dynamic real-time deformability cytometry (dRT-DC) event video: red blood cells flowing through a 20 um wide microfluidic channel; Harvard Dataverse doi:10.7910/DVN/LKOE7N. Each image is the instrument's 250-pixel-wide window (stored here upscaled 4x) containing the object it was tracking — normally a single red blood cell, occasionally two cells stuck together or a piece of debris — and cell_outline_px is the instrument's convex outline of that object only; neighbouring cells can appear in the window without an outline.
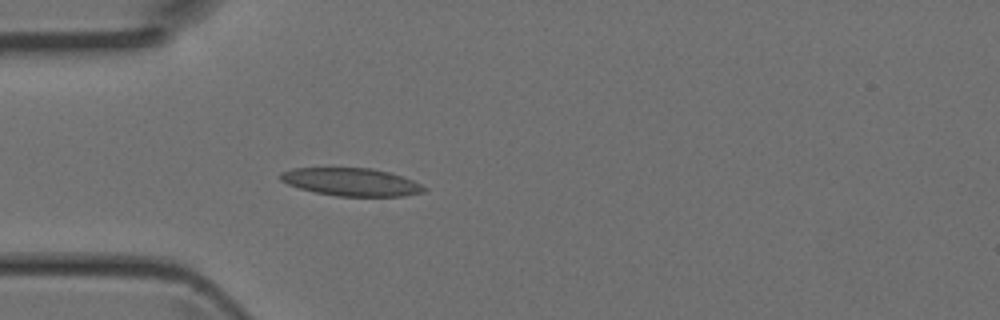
{"species": "Egyptian fruit bat (a non-hibernating species)", "species_latin": "Rousettus aegyptiacus", "temperature_condition": "room temperature", "stored_images_in_passage": 1, "camera_frame_rate_fps": 3000, "um_per_image_px": 0.085, "animal": {"sex": "female"}, "frame": {"image": 1, "passage_image": 1, "time_ms": 0.0, "image_size_px": [1000, 320], "cell_outline_px": [[428, 188], [424, 192], [404, 196], [336, 196], [316, 192], [300, 188], [288, 184], [280, 180], [280, 172], [292, 168], [372, 168], [388, 172], [412, 180]], "centroid_in_image_um": [29.85, 15.47], "position_along_channel_um": 55.1, "area_um2": 23.18}}